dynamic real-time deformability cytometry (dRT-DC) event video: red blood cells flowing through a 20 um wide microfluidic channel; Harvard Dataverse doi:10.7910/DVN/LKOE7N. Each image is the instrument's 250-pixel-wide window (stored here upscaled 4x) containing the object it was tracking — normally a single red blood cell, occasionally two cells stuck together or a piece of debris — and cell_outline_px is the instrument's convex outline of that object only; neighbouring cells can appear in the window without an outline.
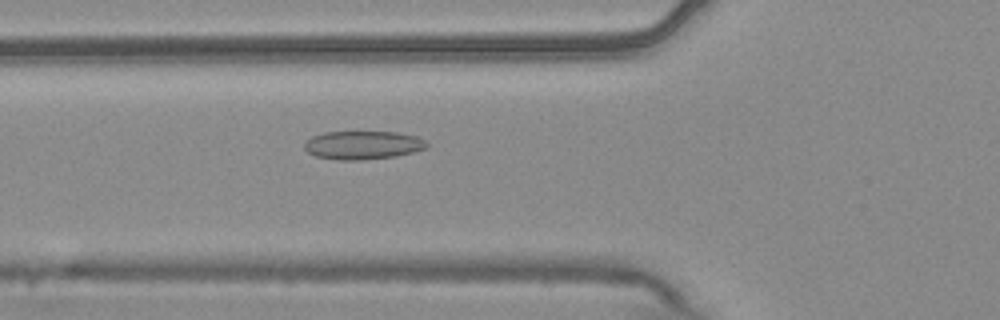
{"species": "common noctule bat (a hibernating species)", "species_latin": "Nyctalus noctula", "temperature_condition": "warm", "stored_images_in_passage": 6, "camera_frame_rate_fps": 3000, "um_per_image_px": 0.085, "animal": {"sex": "male", "body_mass_g": 20.4}, "frame": {"image": 1, "passage_image": 6, "time_ms": 1.667, "image_size_px": [1000, 320], "cell_outline_px": [[428, 148], [396, 156], [360, 160], [336, 160], [316, 156], [308, 152], [304, 148], [304, 144], [312, 136], [324, 132], [396, 132], [416, 136], [424, 140], [428, 144]], "centroid_in_image_um": [30.84, 12.34], "position_along_channel_um": 95.0, "area_um2": 20.23}}